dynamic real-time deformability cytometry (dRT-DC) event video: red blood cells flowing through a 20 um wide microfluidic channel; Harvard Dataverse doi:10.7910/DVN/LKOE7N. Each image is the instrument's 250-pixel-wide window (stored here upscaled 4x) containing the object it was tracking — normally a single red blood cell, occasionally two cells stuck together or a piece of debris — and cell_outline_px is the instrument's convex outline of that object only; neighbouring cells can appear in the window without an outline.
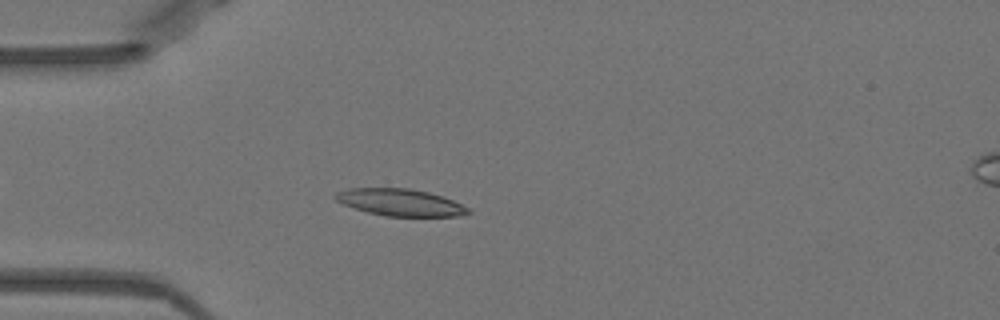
{"species": "Egyptian fruit bat (a non-hibernating species)", "species_latin": "Rousettus aegyptiacus", "temperature_condition": "warm", "stored_images_in_passage": 17, "camera_frame_rate_fps": 3000, "um_per_image_px": 0.085, "animal": {"sex": "female"}, "frame": {"image": 1, "passage_image": 6, "time_ms": 1.667, "image_size_px": [1000, 320], "cell_outline_px": [[472, 212], [460, 216], [384, 216], [368, 212], [344, 204], [336, 200], [332, 196], [336, 192], [348, 188], [408, 188], [428, 192], [452, 200], [468, 208]], "centroid_in_image_um": [33.99, 17.2], "position_along_channel_um": 51.0, "area_um2": 20.69}}
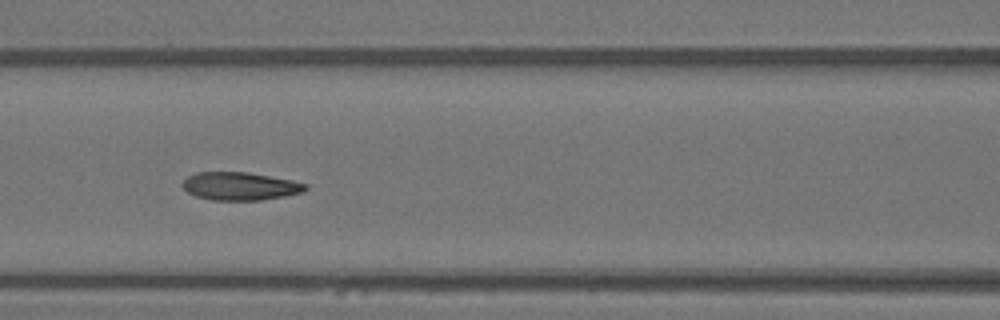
{"frame": {"image": 2, "passage_image": 14, "time_ms": 4.333, "image_size_px": [1000, 320], "cell_outline_px": [[308, 188], [304, 192], [284, 196], [260, 200], [212, 200], [196, 196], [188, 192], [180, 184], [188, 176], [196, 172], [248, 172], [292, 180], [308, 184]], "centroid_in_image_um": [20.41, 15.82], "position_along_channel_um": 146.2, "area_um2": 20.11}}
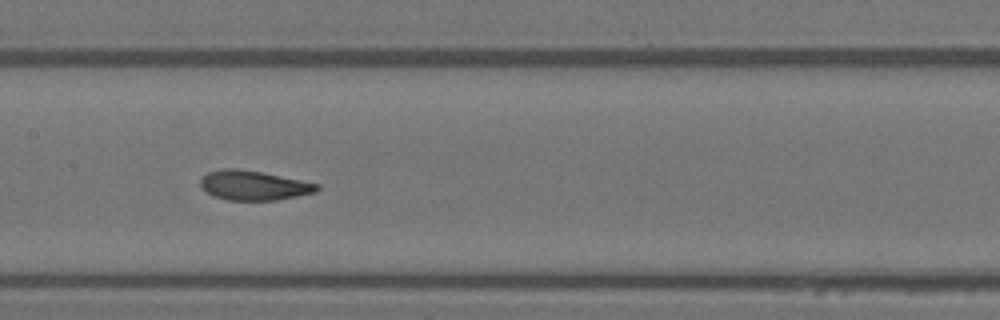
{"frame": {"image": 3, "passage_image": 17, "time_ms": 5.333, "image_size_px": [1000, 320], "cell_outline_px": [[320, 188], [316, 192], [276, 200], [228, 200], [212, 196], [204, 192], [200, 188], [200, 180], [208, 172], [224, 168], [236, 168], [260, 172], [320, 184]], "centroid_in_image_um": [21.52, 15.76], "position_along_channel_um": 185.9, "area_um2": 20.06}}